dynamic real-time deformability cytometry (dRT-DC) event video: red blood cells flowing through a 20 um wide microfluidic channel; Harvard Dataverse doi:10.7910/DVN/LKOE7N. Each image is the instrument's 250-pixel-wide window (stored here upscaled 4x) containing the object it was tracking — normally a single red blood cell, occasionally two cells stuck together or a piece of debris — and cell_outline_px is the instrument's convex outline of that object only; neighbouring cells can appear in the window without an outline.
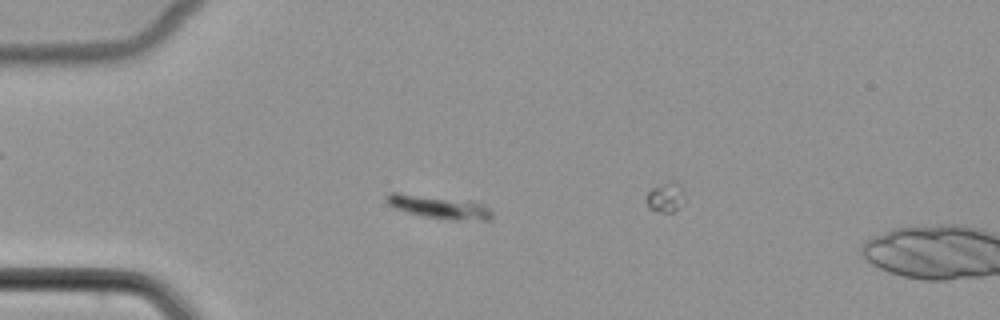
{"species": "common noctule bat (a hibernating species)", "species_latin": "Nyctalus noctula", "temperature_condition": "cold", "stored_images_in_passage": 7, "camera_frame_rate_fps": 3000, "um_per_image_px": 0.085, "animal": {"sex": "female", "body_mass_g": 22.7, "forearm_length_mm": 54.2}, "frame": {"image": 1, "passage_image": 4, "time_ms": 1.0, "image_size_px": [1000, 320], "cell_outline_px": [[492, 216], [488, 220], [452, 220], [428, 216], [396, 208], [388, 204], [384, 200], [384, 196], [388, 192], [400, 192], [472, 200], [484, 204], [492, 212]], "centroid_in_image_um": [37.32, 17.55], "position_along_channel_um": 47.7, "area_um2": 14.33}}